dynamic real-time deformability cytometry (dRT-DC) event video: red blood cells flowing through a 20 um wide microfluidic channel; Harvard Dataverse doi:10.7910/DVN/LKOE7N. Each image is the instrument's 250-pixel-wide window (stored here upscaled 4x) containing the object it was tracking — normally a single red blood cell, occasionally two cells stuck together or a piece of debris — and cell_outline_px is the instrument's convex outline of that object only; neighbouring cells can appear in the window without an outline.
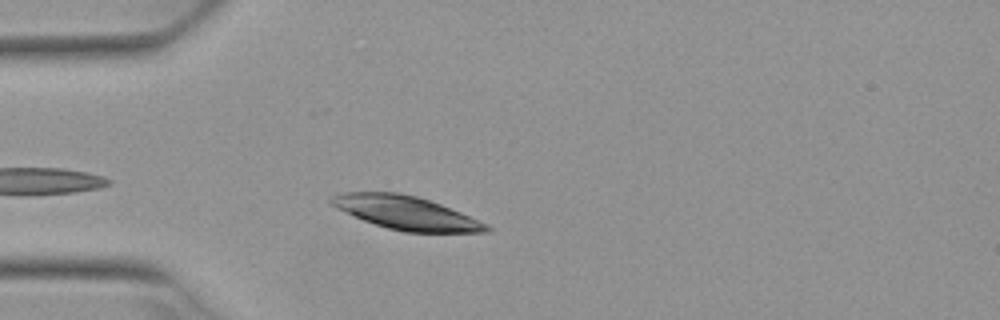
{"species": "Egyptian fruit bat (a non-hibernating species)", "species_latin": "Rousettus aegyptiacus", "temperature_condition": "warm", "stored_images_in_passage": 4, "camera_frame_rate_fps": 3000, "um_per_image_px": 0.085, "animal": {"sex": "female"}, "frame": {"image": 1, "passage_image": 3, "time_ms": 0.667, "image_size_px": [1000, 320], "cell_outline_px": [[492, 228], [488, 232], [404, 232], [388, 228], [364, 220], [336, 208], [328, 200], [328, 196], [344, 192], [396, 192], [416, 196], [440, 204], [460, 212], [488, 224]], "centroid_in_image_um": [34.49, 18.08], "position_along_channel_um": 50.5, "area_um2": 30.0}}